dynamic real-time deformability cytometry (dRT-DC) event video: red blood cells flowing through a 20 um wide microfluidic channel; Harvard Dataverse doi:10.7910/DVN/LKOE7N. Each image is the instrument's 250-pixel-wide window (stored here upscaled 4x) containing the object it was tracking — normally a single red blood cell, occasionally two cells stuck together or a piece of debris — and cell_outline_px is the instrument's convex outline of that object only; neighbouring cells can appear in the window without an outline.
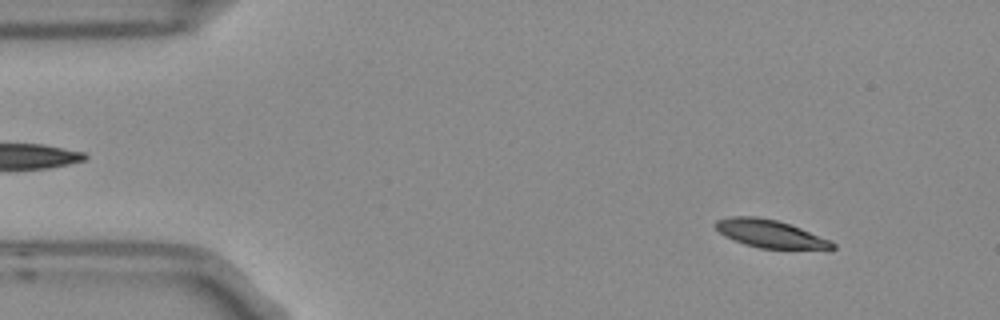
{"species": "Egyptian fruit bat (a non-hibernating species)", "species_latin": "Rousettus aegyptiacus", "temperature_condition": "room temperature", "stored_images_in_passage": 7, "camera_frame_rate_fps": 3000, "um_per_image_px": 0.085, "frame": {"image": 1, "passage_image": 1, "time_ms": 0.0, "image_size_px": [1000, 320], "cell_outline_px": [[836, 248], [832, 252], [760, 248], [744, 244], [724, 236], [712, 224], [716, 220], [732, 216], [756, 216], [776, 220], [800, 228], [832, 240], [836, 244]], "centroid_in_image_um": [65.6, 19.92], "position_along_channel_um": 19.4, "area_um2": 19.83}}
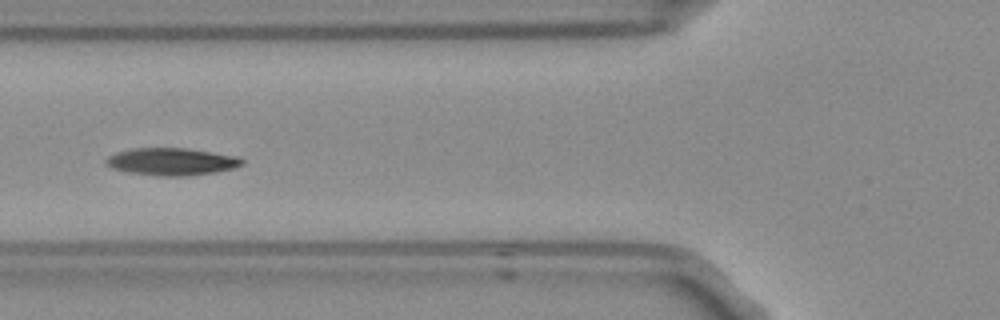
{"frame": {"image": 2, "passage_image": 5, "time_ms": 1.333, "image_size_px": [1000, 320], "cell_outline_px": [[244, 164], [232, 168], [216, 172], [188, 176], [160, 176], [128, 172], [112, 168], [104, 164], [104, 160], [108, 156], [116, 152], [132, 148], [184, 148], [236, 156], [244, 160]], "centroid_in_image_um": [14.54, 13.74], "position_along_channel_um": 111.3, "area_um2": 21.68}}